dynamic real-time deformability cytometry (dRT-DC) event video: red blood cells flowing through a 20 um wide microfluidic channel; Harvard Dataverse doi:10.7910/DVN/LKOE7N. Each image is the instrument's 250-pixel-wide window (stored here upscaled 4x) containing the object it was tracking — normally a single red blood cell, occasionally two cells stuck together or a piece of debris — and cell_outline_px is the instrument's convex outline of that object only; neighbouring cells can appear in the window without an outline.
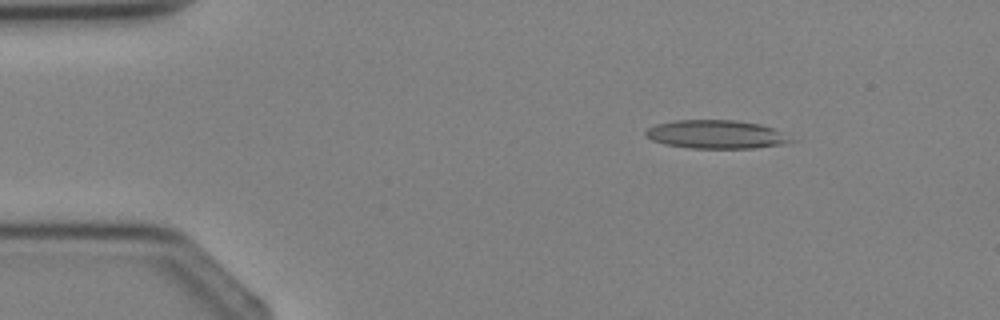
{"species": "Egyptian fruit bat (a non-hibernating species)", "species_latin": "Rousettus aegyptiacus", "temperature_condition": "cold", "stored_images_in_passage": 4, "camera_frame_rate_fps": 3000, "um_per_image_px": 0.085, "animal": {"sex": "female"}, "frame": {"image": 1, "passage_image": 2, "time_ms": 1.0, "image_size_px": [1000, 320], "cell_outline_px": [[796, 140], [788, 144], [756, 148], [688, 148], [664, 144], [652, 140], [644, 132], [648, 128], [656, 124], [676, 120], [736, 120], [760, 124], [772, 128]], "centroid_in_image_um": [60.9, 11.43], "position_along_channel_um": 24.1, "area_um2": 24.16}}